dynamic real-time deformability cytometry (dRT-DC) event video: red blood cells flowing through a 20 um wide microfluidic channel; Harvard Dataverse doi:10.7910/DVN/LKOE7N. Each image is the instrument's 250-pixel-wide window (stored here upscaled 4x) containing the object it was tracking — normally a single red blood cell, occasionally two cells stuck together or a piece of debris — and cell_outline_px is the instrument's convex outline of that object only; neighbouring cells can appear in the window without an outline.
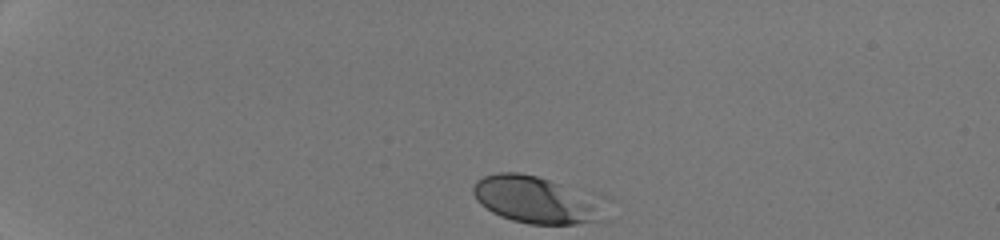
{"species": "human", "species_latin": "Homo sapiens", "temperature_condition": "room temperature", "stored_images_in_passage": 34, "camera_frame_rate_fps": 3000, "um_per_image_px": 0.085, "donor": {"sex": "male"}, "frame": {"image": 1, "passage_image": 1, "time_ms": 0.0, "image_size_px": [1000, 240], "cell_outline_px": [[616, 200], [608, 220], [576, 224], [528, 224], [512, 220], [500, 216], [492, 212], [480, 204], [476, 200], [472, 192], [472, 188], [476, 180], [484, 176], [496, 172], [520, 172], [600, 192], [612, 196]], "centroid_in_image_um": [45.96, 16.98], "position_along_channel_um": 39.0, "area_um2": 39.36}}
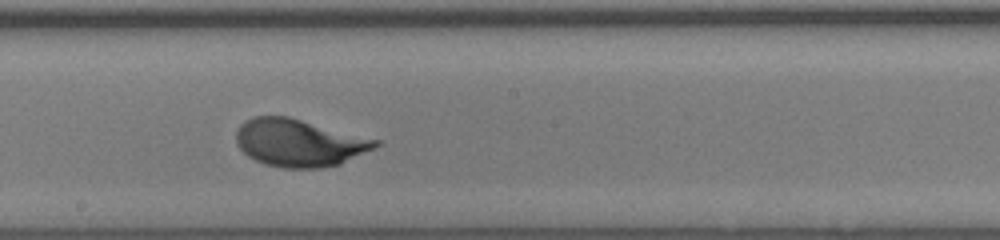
{"frame": {"image": 2, "passage_image": 20, "time_ms": 6.333, "image_size_px": [1000, 240], "cell_outline_px": [[380, 144], [376, 148], [340, 164], [320, 168], [284, 168], [268, 164], [256, 160], [248, 156], [236, 144], [236, 132], [240, 124], [244, 120], [252, 116], [288, 116], [380, 140]], "centroid_in_image_um": [25.43, 12.13], "position_along_channel_um": 222.8, "area_um2": 38.55}}
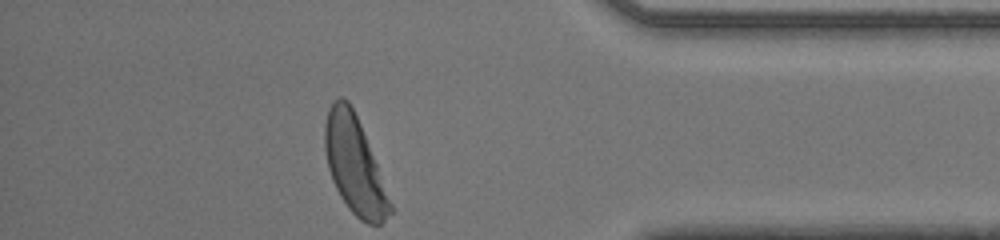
{"frame": {"image": 3, "passage_image": 34, "time_ms": 11.0, "image_size_px": [1000, 240], "cell_outline_px": [[392, 212], [380, 224], [368, 224], [360, 220], [348, 208], [340, 196], [332, 180], [328, 168], [324, 148], [324, 124], [328, 108], [332, 100], [340, 96], [344, 96], [348, 100], [360, 124], [392, 204]], "centroid_in_image_um": [30.09, 14.01], "position_along_channel_um": 405.1, "area_um2": 36.59}, "authors_computed_cell_mechanics": {"area_um2": 37.3677, "velocity_mm_per_s": 4.2955, "shape_relaxation_time_tau1_ms": 1.8934, "shape_relaxation_time_tau2_ms": null, "deformation_change_tau1": 0.1272, "deformation_change_tau2": null}}